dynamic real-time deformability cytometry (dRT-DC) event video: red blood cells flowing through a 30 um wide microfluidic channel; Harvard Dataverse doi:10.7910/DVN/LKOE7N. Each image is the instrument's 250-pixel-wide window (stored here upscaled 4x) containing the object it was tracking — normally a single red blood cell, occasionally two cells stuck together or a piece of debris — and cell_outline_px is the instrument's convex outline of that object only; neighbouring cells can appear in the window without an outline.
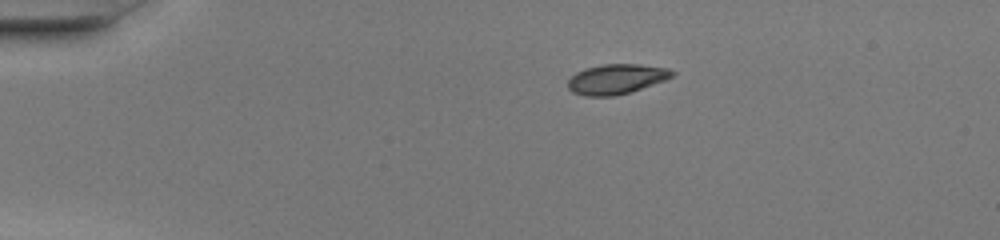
{"species": "common noctule bat (a hibernating species)", "species_latin": "Nyctalus noctula", "temperature_condition": "warm", "stored_images_in_passage": 40, "camera_frame_rate_fps": 3000, "um_per_image_px": 0.085, "animal": {"sex": "female", "body_mass_g": 20.0, "forearm_length_mm": 54.0}, "frame": {"image": 1, "passage_image": 1, "time_ms": 0.0, "image_size_px": [1000, 240], "cell_outline_px": [[676, 72], [672, 76], [664, 80], [632, 92], [612, 96], [584, 96], [572, 92], [568, 88], [568, 80], [576, 72], [584, 68], [604, 64], [640, 64], [668, 68]], "centroid_in_image_um": [52.38, 6.72], "position_along_channel_um": 32.6, "area_um2": 18.26}}
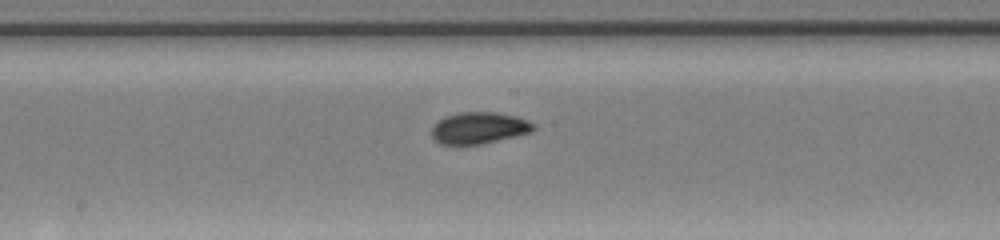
{"frame": {"image": 2, "passage_image": 18, "time_ms": 5.667, "image_size_px": [1000, 240], "cell_outline_px": [[536, 128], [532, 132], [516, 136], [480, 144], [440, 144], [432, 136], [432, 128], [444, 116], [460, 112], [496, 112], [516, 116], [528, 120], [536, 124]], "centroid_in_image_um": [40.76, 10.86], "position_along_channel_um": 207.4, "area_um2": 18.73}}
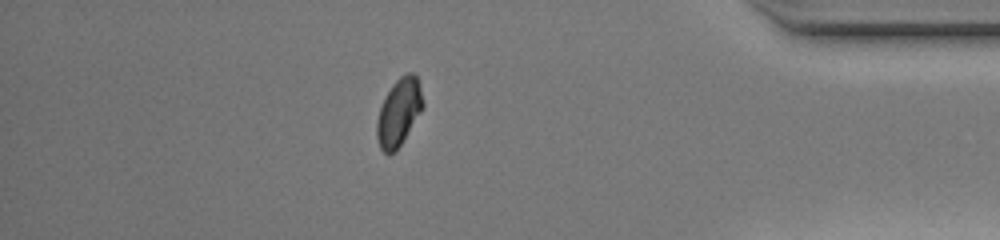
{"frame": {"image": 3, "passage_image": 34, "time_ms": 11.0, "image_size_px": [1000, 240], "cell_outline_px": [[424, 104], [420, 112], [396, 152], [388, 156], [380, 148], [376, 136], [376, 120], [380, 108], [392, 84], [400, 76], [408, 72], [412, 72], [416, 76], [420, 88]], "centroid_in_image_um": [33.88, 9.57], "position_along_channel_um": 401.3, "area_um2": 17.92}, "authors_computed_cell_mechanics": {"area_um2": 18.496, "velocity_mm_per_s": 4.2294, "shape_relaxation_time_tau1_ms": 3.847, "shape_relaxation_time_tau2_ms": null, "deformation_change_tau1": 0.1479, "deformation_change_tau2": null}}